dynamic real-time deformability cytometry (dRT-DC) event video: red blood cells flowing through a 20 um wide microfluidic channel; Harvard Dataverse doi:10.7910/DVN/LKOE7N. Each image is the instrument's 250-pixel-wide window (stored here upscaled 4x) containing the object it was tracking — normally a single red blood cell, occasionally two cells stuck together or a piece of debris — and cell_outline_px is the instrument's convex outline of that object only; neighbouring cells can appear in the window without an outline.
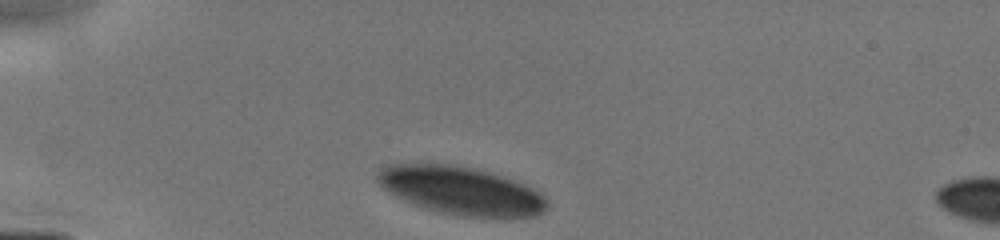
{"species": "human", "species_latin": "Homo sapiens", "temperature_condition": "cold", "stored_images_in_passage": 6, "camera_frame_rate_fps": 3000, "um_per_image_px": 0.085, "donor": {"sex": "male"}, "frame": {"image": 1, "passage_image": 1, "time_ms": 0.0, "image_size_px": [1000, 240], "cell_outline_px": [[548, 208], [544, 212], [536, 216], [460, 216], [440, 212], [424, 208], [412, 204], [388, 192], [376, 180], [376, 172], [392, 164], [448, 164], [472, 168], [488, 172], [524, 184], [532, 188], [544, 196], [548, 200]], "centroid_in_image_um": [39.18, 16.21], "position_along_channel_um": 45.8, "area_um2": 46.93}}